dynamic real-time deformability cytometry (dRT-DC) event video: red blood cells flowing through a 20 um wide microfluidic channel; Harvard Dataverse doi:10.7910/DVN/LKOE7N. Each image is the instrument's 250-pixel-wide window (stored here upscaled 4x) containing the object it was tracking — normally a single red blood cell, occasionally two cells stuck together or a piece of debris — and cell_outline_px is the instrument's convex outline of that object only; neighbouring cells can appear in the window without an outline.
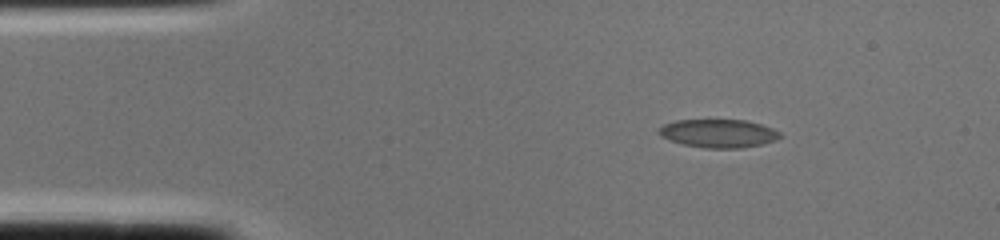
{"species": "common noctule bat (a hibernating species)", "species_latin": "Nyctalus noctula", "temperature_condition": "cold", "stored_images_in_passage": 1, "camera_frame_rate_fps": 3000, "um_per_image_px": 0.085, "animal": {"sex": "female", "body_mass_g": 22.0, "forearm_length_mm": 56.7}, "frame": {"image": 1, "passage_image": 1, "time_ms": 0.0, "image_size_px": [1000, 240], "cell_outline_px": [[784, 136], [776, 140], [760, 144], [740, 148], [704, 148], [684, 144], [660, 136], [656, 132], [664, 124], [676, 120], [744, 120], [760, 124], [772, 128], [780, 132]], "centroid_in_image_um": [61.08, 11.33], "position_along_channel_um": 23.9, "area_um2": 19.88}}